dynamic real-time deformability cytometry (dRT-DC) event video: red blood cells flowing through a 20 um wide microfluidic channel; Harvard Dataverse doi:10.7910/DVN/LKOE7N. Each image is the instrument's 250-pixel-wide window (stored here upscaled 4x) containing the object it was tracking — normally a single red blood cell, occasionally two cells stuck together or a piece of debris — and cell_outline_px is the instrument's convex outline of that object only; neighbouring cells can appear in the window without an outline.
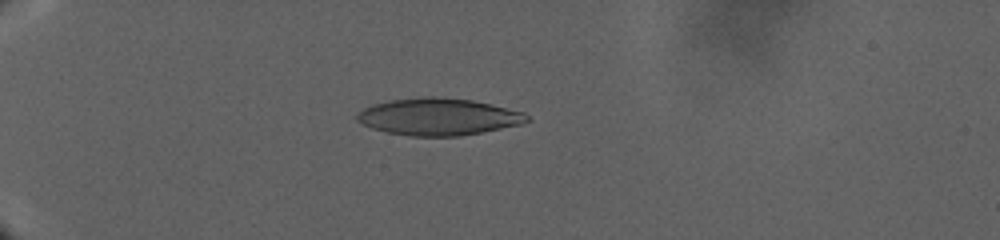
{"species": "human", "species_latin": "Homo sapiens", "temperature_condition": "warm", "stored_images_in_passage": 28, "camera_frame_rate_fps": 3000, "um_per_image_px": 0.085, "donor": {"sex": "male"}, "frame": {"image": 1, "passage_image": 15, "time_ms": 13.667, "image_size_px": [1000, 240], "cell_outline_px": [[532, 120], [520, 124], [460, 136], [408, 136], [388, 132], [372, 128], [356, 120], [356, 116], [364, 108], [372, 104], [392, 100], [428, 96], [432, 96], [472, 100], [524, 112]], "centroid_in_image_um": [37.26, 9.92], "position_along_channel_um": 47.7, "area_um2": 36.3}}
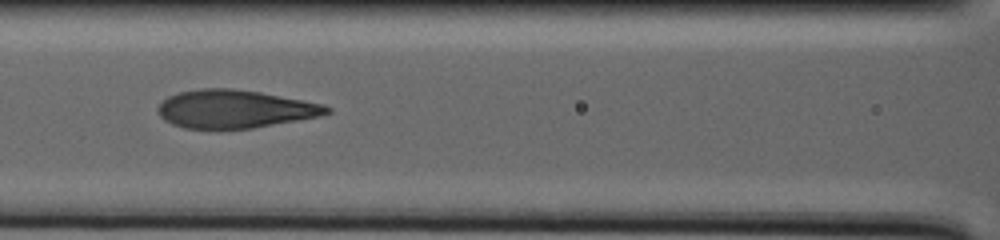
{"frame": {"image": 2, "passage_image": 24, "time_ms": 22.667, "image_size_px": [1000, 240], "cell_outline_px": [[332, 112], [320, 116], [252, 128], [184, 128], [172, 124], [164, 120], [156, 112], [156, 108], [168, 96], [180, 92], [200, 88], [232, 88], [260, 92], [324, 104], [332, 108]], "centroid_in_image_um": [19.95, 9.26], "position_along_channel_um": 146.7, "area_um2": 37.4}}
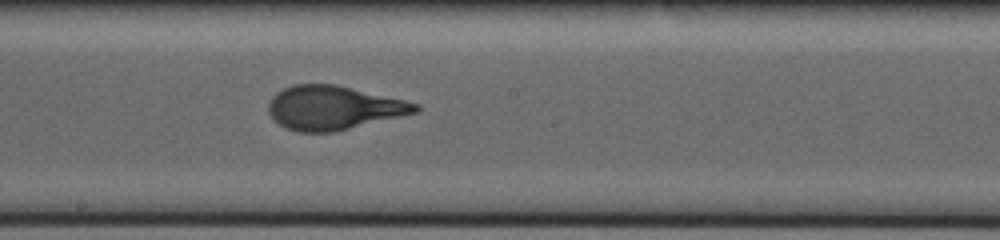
{"frame": {"image": 3, "passage_image": 28, "time_ms": 27.0, "image_size_px": [1000, 240], "cell_outline_px": [[420, 112], [332, 132], [296, 132], [272, 120], [268, 112], [268, 104], [272, 96], [276, 92], [284, 88], [296, 84], [336, 84], [404, 100], [420, 104]], "centroid_in_image_um": [28.34, 9.16], "position_along_channel_um": 219.9, "area_um2": 37.57}}